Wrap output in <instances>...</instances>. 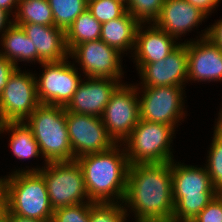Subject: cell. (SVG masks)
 Returning a JSON list of instances; mask_svg holds the SVG:
<instances>
[{
	"label": "cell",
	"instance_id": "obj_1",
	"mask_svg": "<svg viewBox=\"0 0 222 222\" xmlns=\"http://www.w3.org/2000/svg\"><path fill=\"white\" fill-rule=\"evenodd\" d=\"M124 202L136 222H172L171 162L130 165Z\"/></svg>",
	"mask_w": 222,
	"mask_h": 222
},
{
	"label": "cell",
	"instance_id": "obj_2",
	"mask_svg": "<svg viewBox=\"0 0 222 222\" xmlns=\"http://www.w3.org/2000/svg\"><path fill=\"white\" fill-rule=\"evenodd\" d=\"M118 147L120 146L117 143L109 150L76 159L82 168L87 195L91 202L123 203L130 163L124 147Z\"/></svg>",
	"mask_w": 222,
	"mask_h": 222
},
{
	"label": "cell",
	"instance_id": "obj_3",
	"mask_svg": "<svg viewBox=\"0 0 222 222\" xmlns=\"http://www.w3.org/2000/svg\"><path fill=\"white\" fill-rule=\"evenodd\" d=\"M171 162L174 211L172 222H191L219 193L205 167Z\"/></svg>",
	"mask_w": 222,
	"mask_h": 222
},
{
	"label": "cell",
	"instance_id": "obj_4",
	"mask_svg": "<svg viewBox=\"0 0 222 222\" xmlns=\"http://www.w3.org/2000/svg\"><path fill=\"white\" fill-rule=\"evenodd\" d=\"M24 122L39 144L45 164L73 160L65 107L40 104Z\"/></svg>",
	"mask_w": 222,
	"mask_h": 222
},
{
	"label": "cell",
	"instance_id": "obj_5",
	"mask_svg": "<svg viewBox=\"0 0 222 222\" xmlns=\"http://www.w3.org/2000/svg\"><path fill=\"white\" fill-rule=\"evenodd\" d=\"M4 195L11 213L35 220L52 219L53 208L40 172H17L5 176Z\"/></svg>",
	"mask_w": 222,
	"mask_h": 222
},
{
	"label": "cell",
	"instance_id": "obj_6",
	"mask_svg": "<svg viewBox=\"0 0 222 222\" xmlns=\"http://www.w3.org/2000/svg\"><path fill=\"white\" fill-rule=\"evenodd\" d=\"M172 125L140 119L123 141L130 165L172 162L170 151L175 130ZM126 146V147H125Z\"/></svg>",
	"mask_w": 222,
	"mask_h": 222
},
{
	"label": "cell",
	"instance_id": "obj_7",
	"mask_svg": "<svg viewBox=\"0 0 222 222\" xmlns=\"http://www.w3.org/2000/svg\"><path fill=\"white\" fill-rule=\"evenodd\" d=\"M17 172H40L43 175L53 210L91 202L87 195L82 168L76 159L48 162L42 169L28 168V170L13 171Z\"/></svg>",
	"mask_w": 222,
	"mask_h": 222
},
{
	"label": "cell",
	"instance_id": "obj_8",
	"mask_svg": "<svg viewBox=\"0 0 222 222\" xmlns=\"http://www.w3.org/2000/svg\"><path fill=\"white\" fill-rule=\"evenodd\" d=\"M139 89L138 84L121 83L104 108L101 119L116 143L123 142L140 120Z\"/></svg>",
	"mask_w": 222,
	"mask_h": 222
},
{
	"label": "cell",
	"instance_id": "obj_9",
	"mask_svg": "<svg viewBox=\"0 0 222 222\" xmlns=\"http://www.w3.org/2000/svg\"><path fill=\"white\" fill-rule=\"evenodd\" d=\"M34 75L20 68L10 75L0 96V123L25 121L40 105Z\"/></svg>",
	"mask_w": 222,
	"mask_h": 222
},
{
	"label": "cell",
	"instance_id": "obj_10",
	"mask_svg": "<svg viewBox=\"0 0 222 222\" xmlns=\"http://www.w3.org/2000/svg\"><path fill=\"white\" fill-rule=\"evenodd\" d=\"M67 60L41 63L44 72L35 79L40 104L66 107L72 99L82 79L75 64Z\"/></svg>",
	"mask_w": 222,
	"mask_h": 222
},
{
	"label": "cell",
	"instance_id": "obj_11",
	"mask_svg": "<svg viewBox=\"0 0 222 222\" xmlns=\"http://www.w3.org/2000/svg\"><path fill=\"white\" fill-rule=\"evenodd\" d=\"M66 124L73 160L109 150L117 144L108 134L101 117L66 111Z\"/></svg>",
	"mask_w": 222,
	"mask_h": 222
},
{
	"label": "cell",
	"instance_id": "obj_12",
	"mask_svg": "<svg viewBox=\"0 0 222 222\" xmlns=\"http://www.w3.org/2000/svg\"><path fill=\"white\" fill-rule=\"evenodd\" d=\"M139 96L140 119L172 125L183 119L184 98L181 86L142 87ZM141 98V99H140Z\"/></svg>",
	"mask_w": 222,
	"mask_h": 222
},
{
	"label": "cell",
	"instance_id": "obj_13",
	"mask_svg": "<svg viewBox=\"0 0 222 222\" xmlns=\"http://www.w3.org/2000/svg\"><path fill=\"white\" fill-rule=\"evenodd\" d=\"M120 55L100 39L78 44L69 52V57L75 58L86 77L115 80H121L123 75Z\"/></svg>",
	"mask_w": 222,
	"mask_h": 222
},
{
	"label": "cell",
	"instance_id": "obj_14",
	"mask_svg": "<svg viewBox=\"0 0 222 222\" xmlns=\"http://www.w3.org/2000/svg\"><path fill=\"white\" fill-rule=\"evenodd\" d=\"M137 70L143 87L181 86L185 87L188 74V57L185 42L165 59L152 63H137ZM184 83V84H183Z\"/></svg>",
	"mask_w": 222,
	"mask_h": 222
},
{
	"label": "cell",
	"instance_id": "obj_15",
	"mask_svg": "<svg viewBox=\"0 0 222 222\" xmlns=\"http://www.w3.org/2000/svg\"><path fill=\"white\" fill-rule=\"evenodd\" d=\"M204 30L197 41H187L188 74L187 80L222 81V50L207 38Z\"/></svg>",
	"mask_w": 222,
	"mask_h": 222
},
{
	"label": "cell",
	"instance_id": "obj_16",
	"mask_svg": "<svg viewBox=\"0 0 222 222\" xmlns=\"http://www.w3.org/2000/svg\"><path fill=\"white\" fill-rule=\"evenodd\" d=\"M80 82L72 99L65 107L66 111L101 117L112 93L121 84L111 78L87 77Z\"/></svg>",
	"mask_w": 222,
	"mask_h": 222
},
{
	"label": "cell",
	"instance_id": "obj_17",
	"mask_svg": "<svg viewBox=\"0 0 222 222\" xmlns=\"http://www.w3.org/2000/svg\"><path fill=\"white\" fill-rule=\"evenodd\" d=\"M207 17L186 0H165L160 14L153 22L157 27L178 39L197 27Z\"/></svg>",
	"mask_w": 222,
	"mask_h": 222
},
{
	"label": "cell",
	"instance_id": "obj_18",
	"mask_svg": "<svg viewBox=\"0 0 222 222\" xmlns=\"http://www.w3.org/2000/svg\"><path fill=\"white\" fill-rule=\"evenodd\" d=\"M28 38L37 49V62H60L69 58L65 31L55 25L22 24Z\"/></svg>",
	"mask_w": 222,
	"mask_h": 222
},
{
	"label": "cell",
	"instance_id": "obj_19",
	"mask_svg": "<svg viewBox=\"0 0 222 222\" xmlns=\"http://www.w3.org/2000/svg\"><path fill=\"white\" fill-rule=\"evenodd\" d=\"M145 30L140 23L136 31L134 59L136 63H152L165 59L179 45L177 39L157 27L154 23ZM142 25V26H141ZM144 31V32H143ZM176 40V41H175Z\"/></svg>",
	"mask_w": 222,
	"mask_h": 222
},
{
	"label": "cell",
	"instance_id": "obj_20",
	"mask_svg": "<svg viewBox=\"0 0 222 222\" xmlns=\"http://www.w3.org/2000/svg\"><path fill=\"white\" fill-rule=\"evenodd\" d=\"M140 23L129 12L122 17L112 19L102 24L100 40L121 54L134 50L136 31Z\"/></svg>",
	"mask_w": 222,
	"mask_h": 222
},
{
	"label": "cell",
	"instance_id": "obj_21",
	"mask_svg": "<svg viewBox=\"0 0 222 222\" xmlns=\"http://www.w3.org/2000/svg\"><path fill=\"white\" fill-rule=\"evenodd\" d=\"M1 36L4 49L0 55L13 62L17 68L19 61H37V49L21 26L13 23Z\"/></svg>",
	"mask_w": 222,
	"mask_h": 222
},
{
	"label": "cell",
	"instance_id": "obj_22",
	"mask_svg": "<svg viewBox=\"0 0 222 222\" xmlns=\"http://www.w3.org/2000/svg\"><path fill=\"white\" fill-rule=\"evenodd\" d=\"M10 132V149L17 159H30L41 154L39 144L24 121L0 123V134Z\"/></svg>",
	"mask_w": 222,
	"mask_h": 222
},
{
	"label": "cell",
	"instance_id": "obj_23",
	"mask_svg": "<svg viewBox=\"0 0 222 222\" xmlns=\"http://www.w3.org/2000/svg\"><path fill=\"white\" fill-rule=\"evenodd\" d=\"M102 24L86 9L66 30V46L70 52L75 46L100 39Z\"/></svg>",
	"mask_w": 222,
	"mask_h": 222
},
{
	"label": "cell",
	"instance_id": "obj_24",
	"mask_svg": "<svg viewBox=\"0 0 222 222\" xmlns=\"http://www.w3.org/2000/svg\"><path fill=\"white\" fill-rule=\"evenodd\" d=\"M12 19L14 24L54 25L52 10L47 0H18L17 9Z\"/></svg>",
	"mask_w": 222,
	"mask_h": 222
},
{
	"label": "cell",
	"instance_id": "obj_25",
	"mask_svg": "<svg viewBox=\"0 0 222 222\" xmlns=\"http://www.w3.org/2000/svg\"><path fill=\"white\" fill-rule=\"evenodd\" d=\"M52 10L54 25L66 30L78 15L87 9L88 0H47Z\"/></svg>",
	"mask_w": 222,
	"mask_h": 222
},
{
	"label": "cell",
	"instance_id": "obj_26",
	"mask_svg": "<svg viewBox=\"0 0 222 222\" xmlns=\"http://www.w3.org/2000/svg\"><path fill=\"white\" fill-rule=\"evenodd\" d=\"M205 165L213 187L222 193V135L214 132Z\"/></svg>",
	"mask_w": 222,
	"mask_h": 222
},
{
	"label": "cell",
	"instance_id": "obj_27",
	"mask_svg": "<svg viewBox=\"0 0 222 222\" xmlns=\"http://www.w3.org/2000/svg\"><path fill=\"white\" fill-rule=\"evenodd\" d=\"M119 203H93L90 206V222H125L128 209Z\"/></svg>",
	"mask_w": 222,
	"mask_h": 222
},
{
	"label": "cell",
	"instance_id": "obj_28",
	"mask_svg": "<svg viewBox=\"0 0 222 222\" xmlns=\"http://www.w3.org/2000/svg\"><path fill=\"white\" fill-rule=\"evenodd\" d=\"M87 9L101 24L127 12L126 6L118 0H88Z\"/></svg>",
	"mask_w": 222,
	"mask_h": 222
},
{
	"label": "cell",
	"instance_id": "obj_29",
	"mask_svg": "<svg viewBox=\"0 0 222 222\" xmlns=\"http://www.w3.org/2000/svg\"><path fill=\"white\" fill-rule=\"evenodd\" d=\"M165 0H129L126 6L127 12L131 13L139 23L151 24L160 14Z\"/></svg>",
	"mask_w": 222,
	"mask_h": 222
},
{
	"label": "cell",
	"instance_id": "obj_30",
	"mask_svg": "<svg viewBox=\"0 0 222 222\" xmlns=\"http://www.w3.org/2000/svg\"><path fill=\"white\" fill-rule=\"evenodd\" d=\"M94 202L80 203L53 210L52 222H90V206Z\"/></svg>",
	"mask_w": 222,
	"mask_h": 222
},
{
	"label": "cell",
	"instance_id": "obj_31",
	"mask_svg": "<svg viewBox=\"0 0 222 222\" xmlns=\"http://www.w3.org/2000/svg\"><path fill=\"white\" fill-rule=\"evenodd\" d=\"M191 222H222V193H218Z\"/></svg>",
	"mask_w": 222,
	"mask_h": 222
},
{
	"label": "cell",
	"instance_id": "obj_32",
	"mask_svg": "<svg viewBox=\"0 0 222 222\" xmlns=\"http://www.w3.org/2000/svg\"><path fill=\"white\" fill-rule=\"evenodd\" d=\"M16 68L17 67L13 62L0 55V96L4 87L7 85L10 75L16 70Z\"/></svg>",
	"mask_w": 222,
	"mask_h": 222
},
{
	"label": "cell",
	"instance_id": "obj_33",
	"mask_svg": "<svg viewBox=\"0 0 222 222\" xmlns=\"http://www.w3.org/2000/svg\"><path fill=\"white\" fill-rule=\"evenodd\" d=\"M208 30L207 38L222 50V19L211 25Z\"/></svg>",
	"mask_w": 222,
	"mask_h": 222
},
{
	"label": "cell",
	"instance_id": "obj_34",
	"mask_svg": "<svg viewBox=\"0 0 222 222\" xmlns=\"http://www.w3.org/2000/svg\"><path fill=\"white\" fill-rule=\"evenodd\" d=\"M193 6H196L198 9H200L203 13H205L207 16L212 13V10L216 6L218 7V3L221 0H186Z\"/></svg>",
	"mask_w": 222,
	"mask_h": 222
},
{
	"label": "cell",
	"instance_id": "obj_35",
	"mask_svg": "<svg viewBox=\"0 0 222 222\" xmlns=\"http://www.w3.org/2000/svg\"><path fill=\"white\" fill-rule=\"evenodd\" d=\"M11 15L8 11L0 8V32L2 31V34L14 23L9 19Z\"/></svg>",
	"mask_w": 222,
	"mask_h": 222
},
{
	"label": "cell",
	"instance_id": "obj_36",
	"mask_svg": "<svg viewBox=\"0 0 222 222\" xmlns=\"http://www.w3.org/2000/svg\"><path fill=\"white\" fill-rule=\"evenodd\" d=\"M6 216L9 218L10 222H52V220H35L28 217L16 215L11 213L8 209L6 212Z\"/></svg>",
	"mask_w": 222,
	"mask_h": 222
},
{
	"label": "cell",
	"instance_id": "obj_37",
	"mask_svg": "<svg viewBox=\"0 0 222 222\" xmlns=\"http://www.w3.org/2000/svg\"><path fill=\"white\" fill-rule=\"evenodd\" d=\"M18 4V0H0V8L8 11L13 15L12 8L16 9ZM15 6V7H14Z\"/></svg>",
	"mask_w": 222,
	"mask_h": 222
},
{
	"label": "cell",
	"instance_id": "obj_38",
	"mask_svg": "<svg viewBox=\"0 0 222 222\" xmlns=\"http://www.w3.org/2000/svg\"><path fill=\"white\" fill-rule=\"evenodd\" d=\"M7 200L5 195L0 199V221L6 216Z\"/></svg>",
	"mask_w": 222,
	"mask_h": 222
},
{
	"label": "cell",
	"instance_id": "obj_39",
	"mask_svg": "<svg viewBox=\"0 0 222 222\" xmlns=\"http://www.w3.org/2000/svg\"><path fill=\"white\" fill-rule=\"evenodd\" d=\"M222 108V107H221ZM221 111L219 112V116H218V119H217V122L215 124V127H214V132L217 133V134H220L222 135V109H220Z\"/></svg>",
	"mask_w": 222,
	"mask_h": 222
},
{
	"label": "cell",
	"instance_id": "obj_40",
	"mask_svg": "<svg viewBox=\"0 0 222 222\" xmlns=\"http://www.w3.org/2000/svg\"><path fill=\"white\" fill-rule=\"evenodd\" d=\"M4 196V178H0V199Z\"/></svg>",
	"mask_w": 222,
	"mask_h": 222
},
{
	"label": "cell",
	"instance_id": "obj_41",
	"mask_svg": "<svg viewBox=\"0 0 222 222\" xmlns=\"http://www.w3.org/2000/svg\"><path fill=\"white\" fill-rule=\"evenodd\" d=\"M118 1H120L121 3H123L125 6H127V5H128V2H129V0H118Z\"/></svg>",
	"mask_w": 222,
	"mask_h": 222
},
{
	"label": "cell",
	"instance_id": "obj_42",
	"mask_svg": "<svg viewBox=\"0 0 222 222\" xmlns=\"http://www.w3.org/2000/svg\"><path fill=\"white\" fill-rule=\"evenodd\" d=\"M0 222H10V221H9V218L5 216Z\"/></svg>",
	"mask_w": 222,
	"mask_h": 222
}]
</instances>
